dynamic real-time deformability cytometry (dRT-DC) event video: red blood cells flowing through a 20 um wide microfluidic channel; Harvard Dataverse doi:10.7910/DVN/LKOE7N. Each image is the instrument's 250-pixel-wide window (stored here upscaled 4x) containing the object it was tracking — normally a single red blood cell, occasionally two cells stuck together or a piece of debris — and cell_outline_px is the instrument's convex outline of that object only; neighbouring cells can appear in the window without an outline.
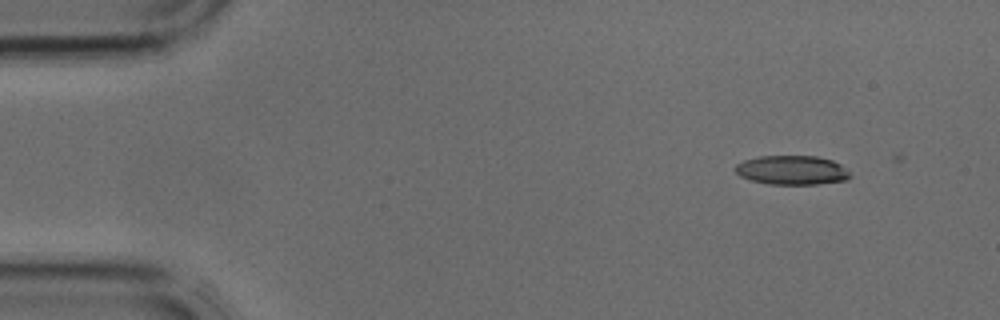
{"species": "common noctule bat (a hibernating species)", "species_latin": "Nyctalus noctula", "temperature_condition": "cold", "stored_images_in_passage": 3, "camera_frame_rate_fps": 3000, "um_per_image_px": 0.085, "animal": {"sex": "male", "body_mass_g": 17.9, "forearm_length_mm": 54.2}, "frame": {"image": 1, "passage_image": 1, "time_ms": 0.0, "image_size_px": [1000, 320], "cell_outline_px": [[852, 176], [848, 180], [816, 184], [772, 184], [752, 180], [740, 176], [736, 172], [736, 164], [744, 160], [760, 156], [816, 156], [832, 160], [840, 164]], "centroid_in_image_um": [67.34, 14.46], "position_along_channel_um": 17.7, "area_um2": 19.36}}